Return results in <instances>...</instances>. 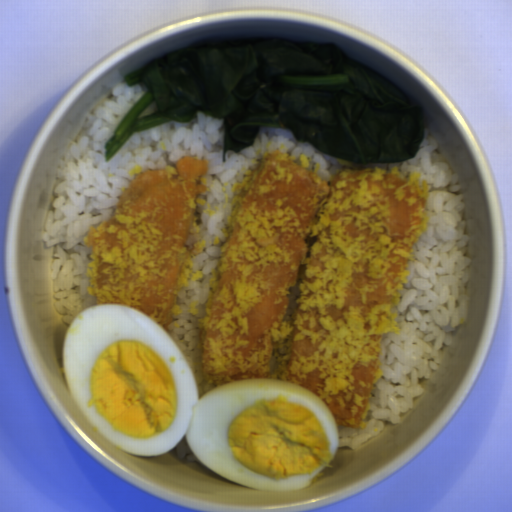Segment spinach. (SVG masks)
<instances>
[{
  "mask_svg": "<svg viewBox=\"0 0 512 512\" xmlns=\"http://www.w3.org/2000/svg\"><path fill=\"white\" fill-rule=\"evenodd\" d=\"M145 93L105 142L111 160L135 132L199 111L222 120V161L282 128L296 141L352 164L410 161L426 134V111L403 88L347 57L333 42L243 38L178 48L124 76ZM158 110L138 117L152 101Z\"/></svg>",
  "mask_w": 512,
  "mask_h": 512,
  "instance_id": "cb11ae35",
  "label": "spinach"
}]
</instances>
